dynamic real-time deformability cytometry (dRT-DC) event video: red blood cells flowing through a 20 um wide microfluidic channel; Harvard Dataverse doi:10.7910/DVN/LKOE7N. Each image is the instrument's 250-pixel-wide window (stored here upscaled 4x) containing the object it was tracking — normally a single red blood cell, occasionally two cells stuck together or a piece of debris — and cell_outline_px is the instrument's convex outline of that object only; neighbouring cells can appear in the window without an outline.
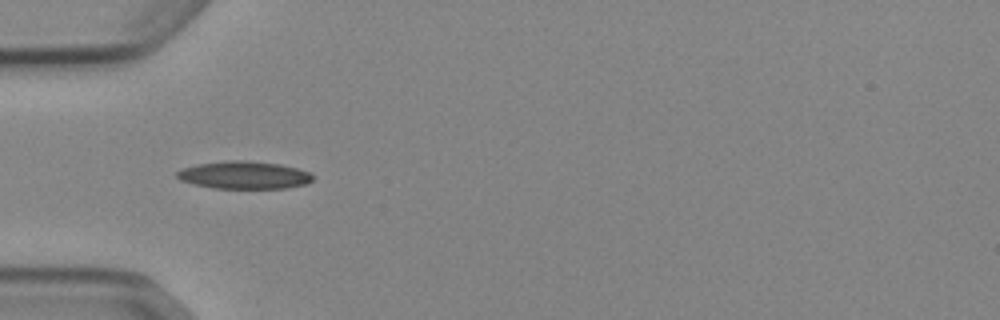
{"species": "Egyptian fruit bat (a non-hibernating species)", "species_latin": "Rousettus aegyptiacus", "temperature_condition": "cold", "stored_images_in_passage": 11, "camera_frame_rate_fps": 3000, "um_per_image_px": 0.085, "animal": {"sex": "female"}, "frame": {"image": 1, "passage_image": 4, "time_ms": 1.0, "image_size_px": [1000, 320], "cell_outline_px": [[312, 180], [304, 184], [284, 188], [212, 188], [192, 184], [180, 180], [176, 176], [176, 172], [180, 168], [196, 164], [228, 160], [244, 160], [280, 164], [296, 168], [308, 172], [312, 176]], "centroid_in_image_um": [20.66, 14.87], "position_along_channel_um": 64.3, "area_um2": 21.85}}
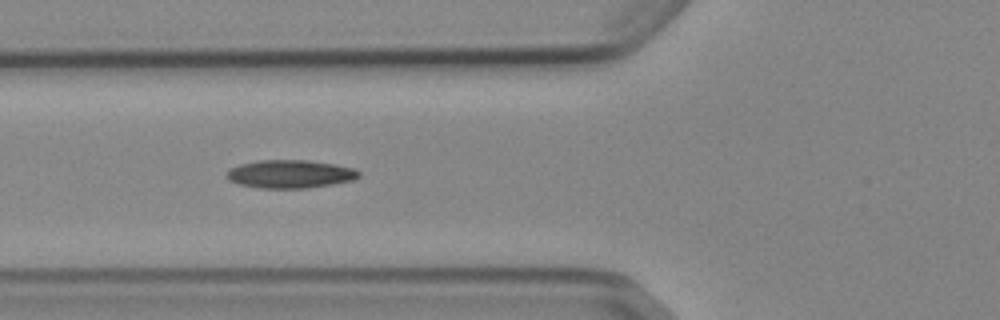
{"frame": {"image": 2, "passage_image": 7, "time_ms": 2.0, "image_size_px": [1000, 320], "cell_outline_px": [[360, 176], [356, 180], [308, 188], [260, 188], [240, 184], [228, 180], [224, 176], [232, 168], [240, 164], [260, 160], [308, 160], [356, 168], [360, 172]], "centroid_in_image_um": [24.7, 14.79], "position_along_channel_um": 101.1, "area_um2": 21.73}}